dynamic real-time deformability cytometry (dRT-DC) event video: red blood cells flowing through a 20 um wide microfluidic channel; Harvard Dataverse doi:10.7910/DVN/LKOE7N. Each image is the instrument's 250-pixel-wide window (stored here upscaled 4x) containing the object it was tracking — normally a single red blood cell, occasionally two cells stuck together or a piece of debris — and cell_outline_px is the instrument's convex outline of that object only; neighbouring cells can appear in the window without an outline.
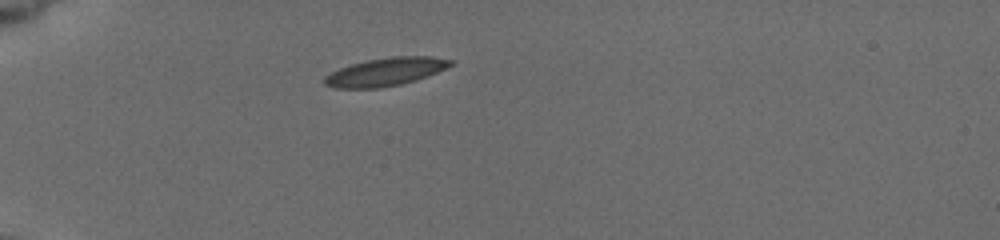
{"species": "common noctule bat (a hibernating species)", "species_latin": "Nyctalus noctula", "temperature_condition": "cold", "stored_images_in_passage": 4, "camera_frame_rate_fps": 3000, "um_per_image_px": 0.085, "animal": {"sex": "female", "body_mass_g": 19.5, "forearm_length_mm": 54.1}, "frame": {"image": 1, "passage_image": 1, "time_ms": 0.0, "image_size_px": [1000, 240], "cell_outline_px": [[456, 64], [416, 80], [400, 84], [380, 88], [336, 88], [324, 84], [324, 76], [340, 68], [352, 64], [368, 60], [392, 56], [432, 56], [456, 60]], "centroid_in_image_um": [32.83, 6.09], "position_along_channel_um": 52.2, "area_um2": 20.63}}
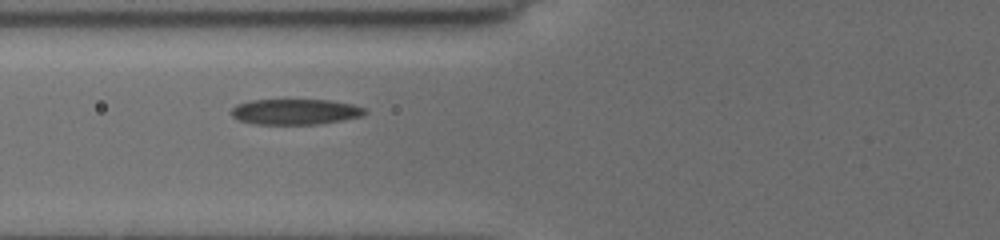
{"frame": {"image": 2, "passage_image": 3, "time_ms": 2.0, "image_size_px": [1000, 240], "cell_outline_px": [[368, 112], [364, 116], [316, 124], [252, 124], [240, 120], [232, 116], [232, 108], [236, 104], [248, 100], [328, 100], [352, 104], [368, 108]], "centroid_in_image_um": [25.12, 9.49], "position_along_channel_um": 100.7, "area_um2": 20.0}}
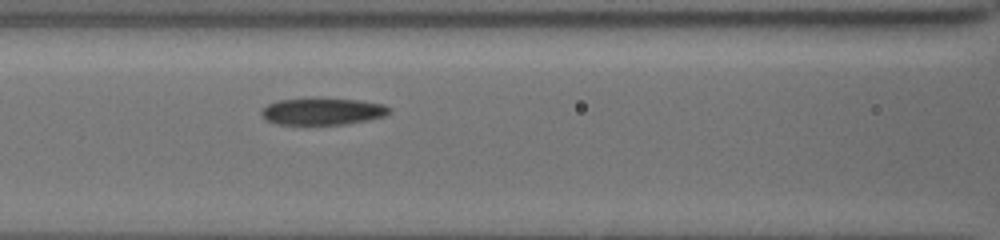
{"frame": {"image": 3, "passage_image": 4, "time_ms": 3.0, "image_size_px": [1000, 240], "cell_outline_px": [[392, 112], [384, 116], [368, 120], [344, 124], [276, 124], [260, 116], [260, 108], [276, 100], [308, 96], [320, 96], [360, 100], [384, 104], [392, 108]], "centroid_in_image_um": [27.39, 9.42], "position_along_channel_um": 139.2, "area_um2": 21.04}}